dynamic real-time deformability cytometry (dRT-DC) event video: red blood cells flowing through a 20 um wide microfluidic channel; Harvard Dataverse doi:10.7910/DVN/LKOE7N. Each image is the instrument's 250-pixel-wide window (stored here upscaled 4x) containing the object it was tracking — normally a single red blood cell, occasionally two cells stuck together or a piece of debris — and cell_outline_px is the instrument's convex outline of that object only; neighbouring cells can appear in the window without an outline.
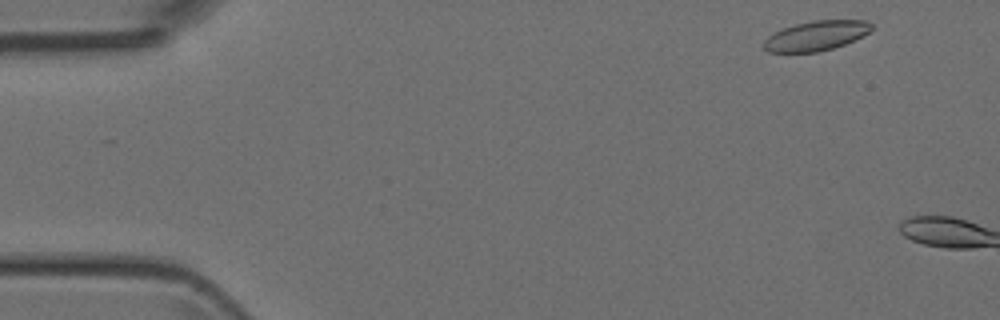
{"species": "Egyptian fruit bat (a non-hibernating species)", "species_latin": "Rousettus aegyptiacus", "temperature_condition": "room temperature", "stored_images_in_passage": 2, "camera_frame_rate_fps": 3000, "um_per_image_px": 0.085, "animal": {"sex": "female"}, "frame": {"image": 1, "passage_image": 1, "time_ms": 0.0, "image_size_px": [1000, 320], "cell_outline_px": [[872, 28], [868, 32], [856, 40], [820, 52], [768, 52], [764, 48], [764, 40], [768, 36], [784, 28], [796, 24], [812, 20], [864, 20], [872, 24]], "centroid_in_image_um": [69.38, 3.04], "position_along_channel_um": 15.6, "area_um2": 18.55}}